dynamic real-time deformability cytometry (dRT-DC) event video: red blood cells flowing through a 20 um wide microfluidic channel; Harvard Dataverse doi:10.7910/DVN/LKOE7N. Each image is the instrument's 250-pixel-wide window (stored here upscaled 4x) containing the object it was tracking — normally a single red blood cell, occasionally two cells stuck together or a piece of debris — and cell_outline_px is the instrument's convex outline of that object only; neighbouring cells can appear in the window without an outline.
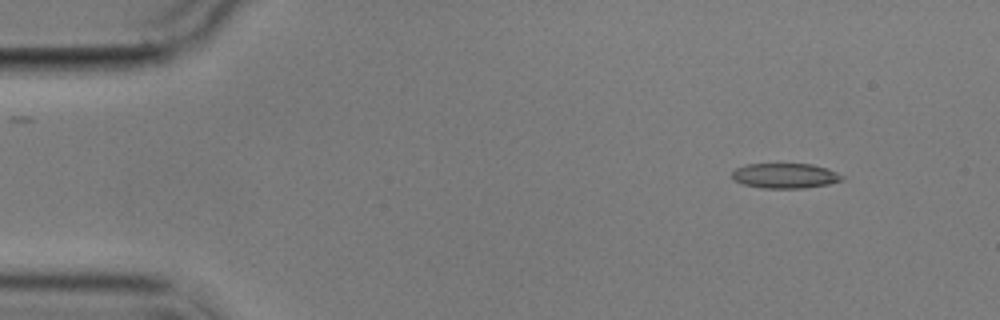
{"species": "common noctule bat (a hibernating species)", "species_latin": "Nyctalus noctula", "temperature_condition": "cold", "stored_images_in_passage": 6, "camera_frame_rate_fps": 3000, "um_per_image_px": 0.085, "animal": {"sex": "male", "body_mass_g": 17.9}, "frame": {"image": 1, "passage_image": 2, "time_ms": 1.0, "image_size_px": [1000, 320], "cell_outline_px": [[844, 180], [828, 184], [804, 188], [764, 188], [744, 184], [732, 180], [732, 172], [736, 168], [748, 164], [812, 164], [828, 168], [844, 176]], "centroid_in_image_um": [66.75, 14.94], "position_along_channel_um": 18.3, "area_um2": 16.07}}
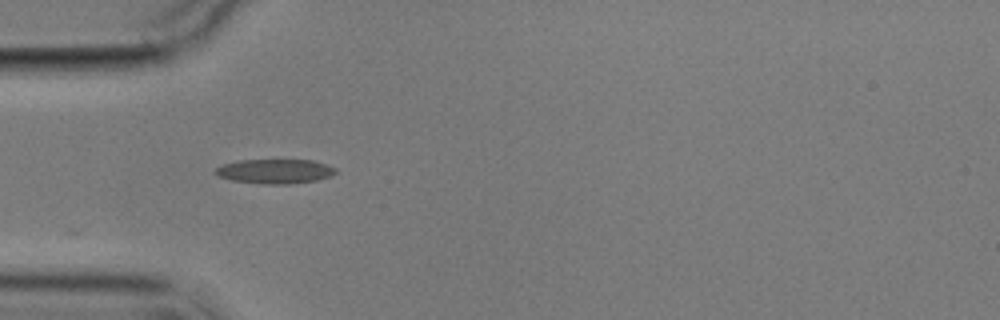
{"frame": {"image": 2, "passage_image": 5, "time_ms": 4.667, "image_size_px": [1000, 320], "cell_outline_px": [[336, 172], [332, 176], [316, 180], [288, 184], [260, 184], [232, 180], [220, 176], [212, 172], [216, 168], [224, 164], [240, 160], [312, 160], [336, 168]], "centroid_in_image_um": [23.37, 14.56], "position_along_channel_um": 61.6, "area_um2": 17.05}}
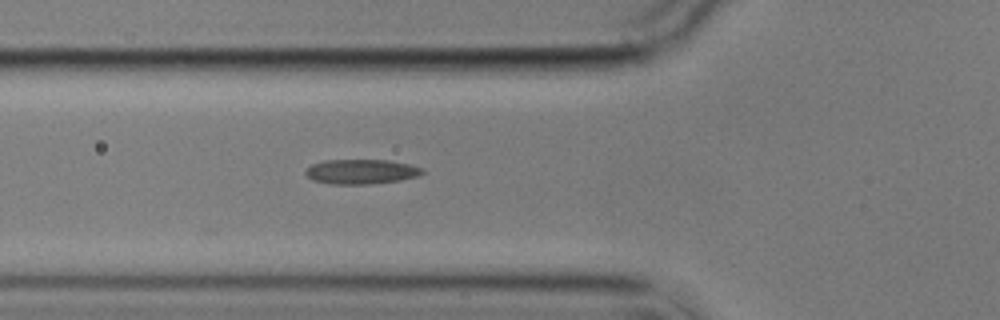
{"frame": {"image": 3, "passage_image": 6, "time_ms": 5.667, "image_size_px": [1000, 320], "cell_outline_px": [[424, 172], [416, 176], [400, 180], [368, 184], [332, 184], [312, 180], [304, 172], [312, 164], [324, 160], [388, 160], [412, 164], [424, 168]], "centroid_in_image_um": [30.72, 14.58], "position_along_channel_um": 95.1, "area_um2": 16.82}}